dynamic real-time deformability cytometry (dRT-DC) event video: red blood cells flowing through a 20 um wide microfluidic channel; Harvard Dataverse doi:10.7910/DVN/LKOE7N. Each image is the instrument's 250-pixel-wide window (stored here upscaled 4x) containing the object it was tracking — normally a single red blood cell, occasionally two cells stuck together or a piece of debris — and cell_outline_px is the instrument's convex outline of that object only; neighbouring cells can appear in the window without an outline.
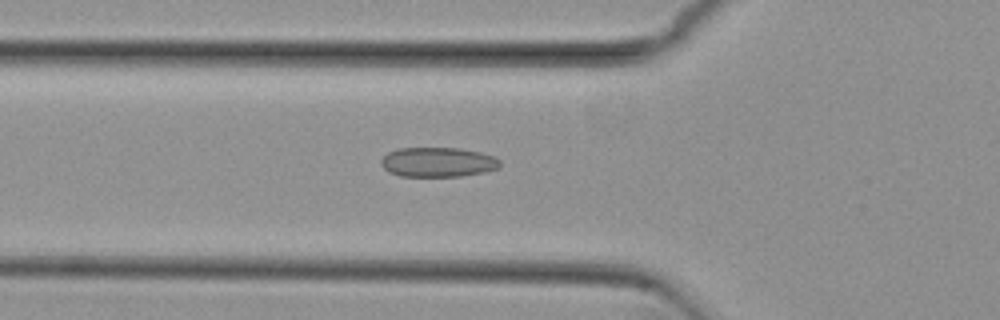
{"species": "common noctule bat (a hibernating species)", "species_latin": "Nyctalus noctula", "temperature_condition": "cold", "stored_images_in_passage": 39, "camera_frame_rate_fps": 3000, "um_per_image_px": 0.085, "animal": {"sex": "female", "body_mass_g": 29.2, "forearm_length_mm": 56.3}, "frame": {"image": 1, "passage_image": 4, "time_ms": 1.0, "image_size_px": [1000, 320], "cell_outline_px": [[500, 164], [496, 168], [484, 172], [460, 176], [400, 176], [388, 172], [380, 164], [380, 160], [388, 152], [396, 148], [460, 148], [480, 152], [496, 156], [500, 160]], "centroid_in_image_um": [37.2, 13.77], "position_along_channel_um": 88.6, "area_um2": 20.63}}
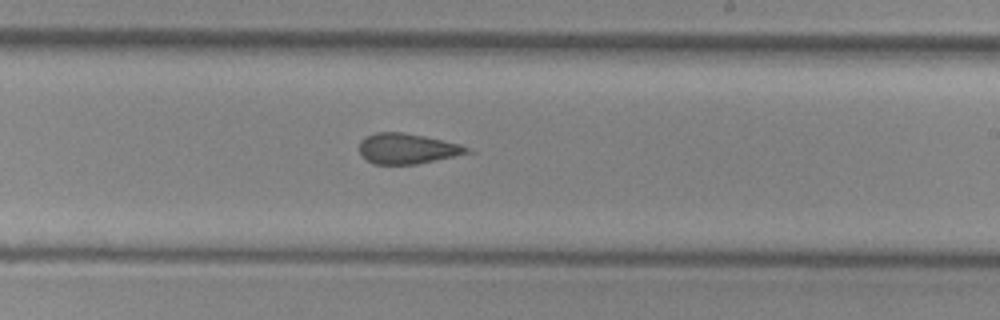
{"frame": {"image": 2, "passage_image": 17, "time_ms": 5.333, "image_size_px": [1000, 320], "cell_outline_px": [[476, 152], [416, 164], [372, 164], [360, 152], [360, 140], [364, 136], [376, 132], [404, 132], [424, 136], [460, 144]], "centroid_in_image_um": [34.63, 12.63], "position_along_channel_um": 254.4, "area_um2": 19.13}}
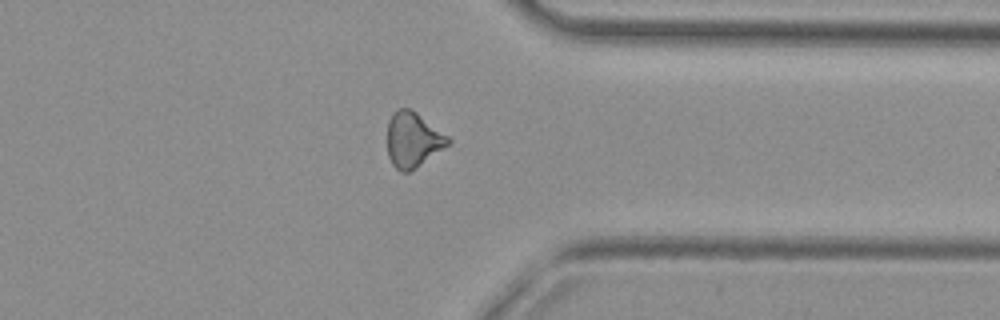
{"frame": {"image": 3, "passage_image": 27, "time_ms": 8.667, "image_size_px": [1000, 320], "cell_outline_px": [[452, 144], [408, 172], [400, 172], [392, 164], [388, 156], [388, 120], [392, 112], [396, 108], [412, 108], [448, 136], [452, 140]], "centroid_in_image_um": [35.11, 11.85], "position_along_channel_um": 376.3, "area_um2": 19.77}, "authors_computed_cell_mechanics": {"area_um2": 19.652, "velocity_mm_per_s": 3.8283, "shape_relaxation_time_tau1_ms": null, "shape_relaxation_time_tau2_ms": 2.2164, "deformation_change_tau1": null, "deformation_change_tau2": 0.0855}}